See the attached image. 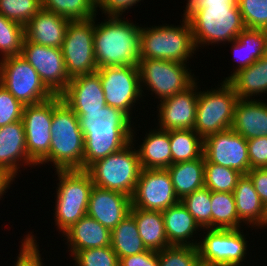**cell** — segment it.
I'll return each mask as SVG.
<instances>
[{"label": "cell", "instance_id": "6da1fadb", "mask_svg": "<svg viewBox=\"0 0 267 266\" xmlns=\"http://www.w3.org/2000/svg\"><path fill=\"white\" fill-rule=\"evenodd\" d=\"M75 114L84 136V170L136 139L131 118L119 109L106 105L102 110Z\"/></svg>", "mask_w": 267, "mask_h": 266}, {"label": "cell", "instance_id": "7a4b0ae2", "mask_svg": "<svg viewBox=\"0 0 267 266\" xmlns=\"http://www.w3.org/2000/svg\"><path fill=\"white\" fill-rule=\"evenodd\" d=\"M183 17L191 26L196 49L230 43L246 29L237 0H187Z\"/></svg>", "mask_w": 267, "mask_h": 266}, {"label": "cell", "instance_id": "3957f363", "mask_svg": "<svg viewBox=\"0 0 267 266\" xmlns=\"http://www.w3.org/2000/svg\"><path fill=\"white\" fill-rule=\"evenodd\" d=\"M99 23L95 21L94 26V56L98 69L138 66L141 27L119 16H108Z\"/></svg>", "mask_w": 267, "mask_h": 266}, {"label": "cell", "instance_id": "277c9868", "mask_svg": "<svg viewBox=\"0 0 267 266\" xmlns=\"http://www.w3.org/2000/svg\"><path fill=\"white\" fill-rule=\"evenodd\" d=\"M49 155L40 163H53L55 170H84V136L78 116L62 101L60 95L53 96V118L51 124Z\"/></svg>", "mask_w": 267, "mask_h": 266}, {"label": "cell", "instance_id": "5b68a950", "mask_svg": "<svg viewBox=\"0 0 267 266\" xmlns=\"http://www.w3.org/2000/svg\"><path fill=\"white\" fill-rule=\"evenodd\" d=\"M181 25L141 26L140 56L141 59L169 60L189 63L196 54L190 23L182 17ZM196 51V52H194Z\"/></svg>", "mask_w": 267, "mask_h": 266}, {"label": "cell", "instance_id": "8992f818", "mask_svg": "<svg viewBox=\"0 0 267 266\" xmlns=\"http://www.w3.org/2000/svg\"><path fill=\"white\" fill-rule=\"evenodd\" d=\"M58 184L55 200V226L62 235L87 215L90 192L94 186L86 170H56Z\"/></svg>", "mask_w": 267, "mask_h": 266}, {"label": "cell", "instance_id": "52a82bcc", "mask_svg": "<svg viewBox=\"0 0 267 266\" xmlns=\"http://www.w3.org/2000/svg\"><path fill=\"white\" fill-rule=\"evenodd\" d=\"M135 141L132 138L124 148L94 162L86 169L95 186L133 196L142 169L138 152L134 148Z\"/></svg>", "mask_w": 267, "mask_h": 266}, {"label": "cell", "instance_id": "ba28073f", "mask_svg": "<svg viewBox=\"0 0 267 266\" xmlns=\"http://www.w3.org/2000/svg\"><path fill=\"white\" fill-rule=\"evenodd\" d=\"M220 85L216 89L199 90L194 130L203 140L232 128L234 109L239 98L227 81Z\"/></svg>", "mask_w": 267, "mask_h": 266}, {"label": "cell", "instance_id": "9c48e42d", "mask_svg": "<svg viewBox=\"0 0 267 266\" xmlns=\"http://www.w3.org/2000/svg\"><path fill=\"white\" fill-rule=\"evenodd\" d=\"M138 69L142 93L147 87L146 90L151 91L152 96L154 93L159 101L185 91L199 80L188 65L175 61L141 59Z\"/></svg>", "mask_w": 267, "mask_h": 266}, {"label": "cell", "instance_id": "30bf717a", "mask_svg": "<svg viewBox=\"0 0 267 266\" xmlns=\"http://www.w3.org/2000/svg\"><path fill=\"white\" fill-rule=\"evenodd\" d=\"M201 231L205 234L197 245L201 265L242 266L243 261L246 262L249 241H246V235L241 228H204Z\"/></svg>", "mask_w": 267, "mask_h": 266}, {"label": "cell", "instance_id": "8fae6325", "mask_svg": "<svg viewBox=\"0 0 267 266\" xmlns=\"http://www.w3.org/2000/svg\"><path fill=\"white\" fill-rule=\"evenodd\" d=\"M0 84L24 106L41 103L54 96L22 55L0 59Z\"/></svg>", "mask_w": 267, "mask_h": 266}, {"label": "cell", "instance_id": "7c38bea8", "mask_svg": "<svg viewBox=\"0 0 267 266\" xmlns=\"http://www.w3.org/2000/svg\"><path fill=\"white\" fill-rule=\"evenodd\" d=\"M91 19L70 21L61 47L70 78L92 74L98 69L94 56V26Z\"/></svg>", "mask_w": 267, "mask_h": 266}, {"label": "cell", "instance_id": "4fadbf2b", "mask_svg": "<svg viewBox=\"0 0 267 266\" xmlns=\"http://www.w3.org/2000/svg\"><path fill=\"white\" fill-rule=\"evenodd\" d=\"M96 72L100 76L106 105L125 112L132 119L135 103L145 96L141 91L138 66L103 67Z\"/></svg>", "mask_w": 267, "mask_h": 266}, {"label": "cell", "instance_id": "5bb4252c", "mask_svg": "<svg viewBox=\"0 0 267 266\" xmlns=\"http://www.w3.org/2000/svg\"><path fill=\"white\" fill-rule=\"evenodd\" d=\"M21 55L54 95H60L67 88L71 78L67 74L61 48L35 44L24 38Z\"/></svg>", "mask_w": 267, "mask_h": 266}, {"label": "cell", "instance_id": "9a60e30c", "mask_svg": "<svg viewBox=\"0 0 267 266\" xmlns=\"http://www.w3.org/2000/svg\"><path fill=\"white\" fill-rule=\"evenodd\" d=\"M179 201L166 169H141L131 208L162 212Z\"/></svg>", "mask_w": 267, "mask_h": 266}, {"label": "cell", "instance_id": "2e32d148", "mask_svg": "<svg viewBox=\"0 0 267 266\" xmlns=\"http://www.w3.org/2000/svg\"><path fill=\"white\" fill-rule=\"evenodd\" d=\"M52 118L53 97L23 108L22 122L28 156L38 166L49 155Z\"/></svg>", "mask_w": 267, "mask_h": 266}, {"label": "cell", "instance_id": "e0dca14e", "mask_svg": "<svg viewBox=\"0 0 267 266\" xmlns=\"http://www.w3.org/2000/svg\"><path fill=\"white\" fill-rule=\"evenodd\" d=\"M203 156L205 161L235 169L242 174L250 171L247 140L232 129L206 137Z\"/></svg>", "mask_w": 267, "mask_h": 266}, {"label": "cell", "instance_id": "ac0fdd59", "mask_svg": "<svg viewBox=\"0 0 267 266\" xmlns=\"http://www.w3.org/2000/svg\"><path fill=\"white\" fill-rule=\"evenodd\" d=\"M198 83L196 80L185 91L160 101L157 107L158 128L166 131L194 129L200 89Z\"/></svg>", "mask_w": 267, "mask_h": 266}, {"label": "cell", "instance_id": "d6986e66", "mask_svg": "<svg viewBox=\"0 0 267 266\" xmlns=\"http://www.w3.org/2000/svg\"><path fill=\"white\" fill-rule=\"evenodd\" d=\"M131 197L115 191L93 186L88 203L87 215L112 231L130 214Z\"/></svg>", "mask_w": 267, "mask_h": 266}, {"label": "cell", "instance_id": "ffe728a7", "mask_svg": "<svg viewBox=\"0 0 267 266\" xmlns=\"http://www.w3.org/2000/svg\"><path fill=\"white\" fill-rule=\"evenodd\" d=\"M60 96L75 113L102 110L106 106L100 76L97 72L71 78Z\"/></svg>", "mask_w": 267, "mask_h": 266}, {"label": "cell", "instance_id": "44dd1931", "mask_svg": "<svg viewBox=\"0 0 267 266\" xmlns=\"http://www.w3.org/2000/svg\"><path fill=\"white\" fill-rule=\"evenodd\" d=\"M25 165L37 166L28 156L22 120L0 127V168L16 178Z\"/></svg>", "mask_w": 267, "mask_h": 266}, {"label": "cell", "instance_id": "7402d4cb", "mask_svg": "<svg viewBox=\"0 0 267 266\" xmlns=\"http://www.w3.org/2000/svg\"><path fill=\"white\" fill-rule=\"evenodd\" d=\"M70 20L41 8L25 25V38L35 44L61 48Z\"/></svg>", "mask_w": 267, "mask_h": 266}, {"label": "cell", "instance_id": "603a6c76", "mask_svg": "<svg viewBox=\"0 0 267 266\" xmlns=\"http://www.w3.org/2000/svg\"><path fill=\"white\" fill-rule=\"evenodd\" d=\"M231 129L246 140L267 137V103L257 98L238 99Z\"/></svg>", "mask_w": 267, "mask_h": 266}, {"label": "cell", "instance_id": "cb8c5ba5", "mask_svg": "<svg viewBox=\"0 0 267 266\" xmlns=\"http://www.w3.org/2000/svg\"><path fill=\"white\" fill-rule=\"evenodd\" d=\"M236 211L241 223L247 227H267V208L261 202L254 185L247 174H242L233 191ZM249 224V225H248Z\"/></svg>", "mask_w": 267, "mask_h": 266}, {"label": "cell", "instance_id": "d4e9b609", "mask_svg": "<svg viewBox=\"0 0 267 266\" xmlns=\"http://www.w3.org/2000/svg\"><path fill=\"white\" fill-rule=\"evenodd\" d=\"M70 257L78 251L111 245V231L94 218L85 215L64 234Z\"/></svg>", "mask_w": 267, "mask_h": 266}, {"label": "cell", "instance_id": "484cf974", "mask_svg": "<svg viewBox=\"0 0 267 266\" xmlns=\"http://www.w3.org/2000/svg\"><path fill=\"white\" fill-rule=\"evenodd\" d=\"M162 214L165 233L170 245L197 247L199 241L194 239V234L202 228L181 201L162 211Z\"/></svg>", "mask_w": 267, "mask_h": 266}, {"label": "cell", "instance_id": "4316f807", "mask_svg": "<svg viewBox=\"0 0 267 266\" xmlns=\"http://www.w3.org/2000/svg\"><path fill=\"white\" fill-rule=\"evenodd\" d=\"M136 149L141 168L159 170L167 169L171 165L169 131L160 129L158 126L157 129L149 130Z\"/></svg>", "mask_w": 267, "mask_h": 266}, {"label": "cell", "instance_id": "83f0119b", "mask_svg": "<svg viewBox=\"0 0 267 266\" xmlns=\"http://www.w3.org/2000/svg\"><path fill=\"white\" fill-rule=\"evenodd\" d=\"M230 43L233 59L238 63L233 73L223 81H228L236 72L247 68L267 53V31L246 28Z\"/></svg>", "mask_w": 267, "mask_h": 266}, {"label": "cell", "instance_id": "f1b7e54d", "mask_svg": "<svg viewBox=\"0 0 267 266\" xmlns=\"http://www.w3.org/2000/svg\"><path fill=\"white\" fill-rule=\"evenodd\" d=\"M239 99H251L267 94V53L247 68L236 72L227 81Z\"/></svg>", "mask_w": 267, "mask_h": 266}, {"label": "cell", "instance_id": "f546056e", "mask_svg": "<svg viewBox=\"0 0 267 266\" xmlns=\"http://www.w3.org/2000/svg\"><path fill=\"white\" fill-rule=\"evenodd\" d=\"M130 214L135 219L139 236L147 249L161 251L171 246L165 233L163 214L161 211L131 208Z\"/></svg>", "mask_w": 267, "mask_h": 266}, {"label": "cell", "instance_id": "4dcf8cb0", "mask_svg": "<svg viewBox=\"0 0 267 266\" xmlns=\"http://www.w3.org/2000/svg\"><path fill=\"white\" fill-rule=\"evenodd\" d=\"M205 158L171 164L169 172L176 196L181 200L188 194L204 187Z\"/></svg>", "mask_w": 267, "mask_h": 266}, {"label": "cell", "instance_id": "1f68e13d", "mask_svg": "<svg viewBox=\"0 0 267 266\" xmlns=\"http://www.w3.org/2000/svg\"><path fill=\"white\" fill-rule=\"evenodd\" d=\"M118 258L142 253L146 250L143 240L139 236L134 217L129 214L112 231L111 245Z\"/></svg>", "mask_w": 267, "mask_h": 266}, {"label": "cell", "instance_id": "d6a6232c", "mask_svg": "<svg viewBox=\"0 0 267 266\" xmlns=\"http://www.w3.org/2000/svg\"><path fill=\"white\" fill-rule=\"evenodd\" d=\"M171 164L192 161L203 155V139L194 129L169 130Z\"/></svg>", "mask_w": 267, "mask_h": 266}, {"label": "cell", "instance_id": "836d02e7", "mask_svg": "<svg viewBox=\"0 0 267 266\" xmlns=\"http://www.w3.org/2000/svg\"><path fill=\"white\" fill-rule=\"evenodd\" d=\"M211 228L239 229L240 219L236 211L233 193L211 191Z\"/></svg>", "mask_w": 267, "mask_h": 266}, {"label": "cell", "instance_id": "e575fe53", "mask_svg": "<svg viewBox=\"0 0 267 266\" xmlns=\"http://www.w3.org/2000/svg\"><path fill=\"white\" fill-rule=\"evenodd\" d=\"M43 9L57 13L70 21L97 16V0H41Z\"/></svg>", "mask_w": 267, "mask_h": 266}, {"label": "cell", "instance_id": "d590c367", "mask_svg": "<svg viewBox=\"0 0 267 266\" xmlns=\"http://www.w3.org/2000/svg\"><path fill=\"white\" fill-rule=\"evenodd\" d=\"M241 176L242 173L235 169L205 161L204 187L210 191L233 193Z\"/></svg>", "mask_w": 267, "mask_h": 266}, {"label": "cell", "instance_id": "8d00e7d4", "mask_svg": "<svg viewBox=\"0 0 267 266\" xmlns=\"http://www.w3.org/2000/svg\"><path fill=\"white\" fill-rule=\"evenodd\" d=\"M25 26L0 14V55L7 58L22 54Z\"/></svg>", "mask_w": 267, "mask_h": 266}, {"label": "cell", "instance_id": "74e56055", "mask_svg": "<svg viewBox=\"0 0 267 266\" xmlns=\"http://www.w3.org/2000/svg\"><path fill=\"white\" fill-rule=\"evenodd\" d=\"M180 201L202 229L211 228L212 203L211 191L208 188L203 187L196 190Z\"/></svg>", "mask_w": 267, "mask_h": 266}, {"label": "cell", "instance_id": "f35d334b", "mask_svg": "<svg viewBox=\"0 0 267 266\" xmlns=\"http://www.w3.org/2000/svg\"><path fill=\"white\" fill-rule=\"evenodd\" d=\"M41 8V0H0V14L24 26Z\"/></svg>", "mask_w": 267, "mask_h": 266}, {"label": "cell", "instance_id": "ab89813d", "mask_svg": "<svg viewBox=\"0 0 267 266\" xmlns=\"http://www.w3.org/2000/svg\"><path fill=\"white\" fill-rule=\"evenodd\" d=\"M159 266H200L195 246L171 245L158 251Z\"/></svg>", "mask_w": 267, "mask_h": 266}, {"label": "cell", "instance_id": "60d3db41", "mask_svg": "<svg viewBox=\"0 0 267 266\" xmlns=\"http://www.w3.org/2000/svg\"><path fill=\"white\" fill-rule=\"evenodd\" d=\"M247 29L267 31V0H237Z\"/></svg>", "mask_w": 267, "mask_h": 266}, {"label": "cell", "instance_id": "b9f144b4", "mask_svg": "<svg viewBox=\"0 0 267 266\" xmlns=\"http://www.w3.org/2000/svg\"><path fill=\"white\" fill-rule=\"evenodd\" d=\"M72 258L75 266H119V258L111 246L80 250Z\"/></svg>", "mask_w": 267, "mask_h": 266}, {"label": "cell", "instance_id": "7bdbcfd3", "mask_svg": "<svg viewBox=\"0 0 267 266\" xmlns=\"http://www.w3.org/2000/svg\"><path fill=\"white\" fill-rule=\"evenodd\" d=\"M22 105L0 84V127L22 120Z\"/></svg>", "mask_w": 267, "mask_h": 266}, {"label": "cell", "instance_id": "ee69618b", "mask_svg": "<svg viewBox=\"0 0 267 266\" xmlns=\"http://www.w3.org/2000/svg\"><path fill=\"white\" fill-rule=\"evenodd\" d=\"M36 236L28 232L21 242L20 252L14 266H44Z\"/></svg>", "mask_w": 267, "mask_h": 266}, {"label": "cell", "instance_id": "f6af8a7d", "mask_svg": "<svg viewBox=\"0 0 267 266\" xmlns=\"http://www.w3.org/2000/svg\"><path fill=\"white\" fill-rule=\"evenodd\" d=\"M250 170L267 168V137H256L247 140Z\"/></svg>", "mask_w": 267, "mask_h": 266}, {"label": "cell", "instance_id": "bcb514c9", "mask_svg": "<svg viewBox=\"0 0 267 266\" xmlns=\"http://www.w3.org/2000/svg\"><path fill=\"white\" fill-rule=\"evenodd\" d=\"M141 0H97V10L104 13L105 16H119L122 17L123 13L129 8L136 6ZM143 1V0H142Z\"/></svg>", "mask_w": 267, "mask_h": 266}, {"label": "cell", "instance_id": "7dc6e473", "mask_svg": "<svg viewBox=\"0 0 267 266\" xmlns=\"http://www.w3.org/2000/svg\"><path fill=\"white\" fill-rule=\"evenodd\" d=\"M119 266H159L158 251L148 249L139 254L120 258Z\"/></svg>", "mask_w": 267, "mask_h": 266}, {"label": "cell", "instance_id": "c3c4849f", "mask_svg": "<svg viewBox=\"0 0 267 266\" xmlns=\"http://www.w3.org/2000/svg\"><path fill=\"white\" fill-rule=\"evenodd\" d=\"M247 175L250 177L261 202L267 208V168L251 169Z\"/></svg>", "mask_w": 267, "mask_h": 266}, {"label": "cell", "instance_id": "681fc988", "mask_svg": "<svg viewBox=\"0 0 267 266\" xmlns=\"http://www.w3.org/2000/svg\"><path fill=\"white\" fill-rule=\"evenodd\" d=\"M14 179L5 169L0 168V200H2L1 197L5 195L4 193L10 188Z\"/></svg>", "mask_w": 267, "mask_h": 266}]
</instances>
